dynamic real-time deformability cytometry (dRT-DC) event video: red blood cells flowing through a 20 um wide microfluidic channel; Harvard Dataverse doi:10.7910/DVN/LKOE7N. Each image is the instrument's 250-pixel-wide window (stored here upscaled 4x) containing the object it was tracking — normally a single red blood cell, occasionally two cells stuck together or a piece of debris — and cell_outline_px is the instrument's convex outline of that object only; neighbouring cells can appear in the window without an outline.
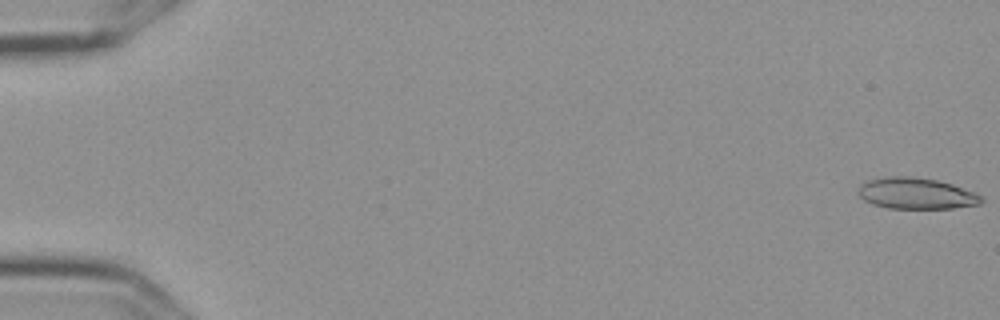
{"species": "Egyptian fruit bat (a non-hibernating species)", "species_latin": "Rousettus aegyptiacus", "temperature_condition": "cold", "stored_images_in_passage": 57, "camera_frame_rate_fps": 3000, "um_per_image_px": 0.085, "frame": {"image": 1, "passage_image": 1, "time_ms": 0.0, "image_size_px": [1000, 320], "cell_outline_px": [[984, 200], [980, 204], [952, 208], [888, 208], [872, 204], [864, 200], [860, 196], [860, 184], [864, 180], [884, 176], [908, 176], [936, 180], [952, 184], [972, 192], [980, 196]], "centroid_in_image_um": [77.83, 16.43], "position_along_channel_um": 7.2, "area_um2": 22.25}}
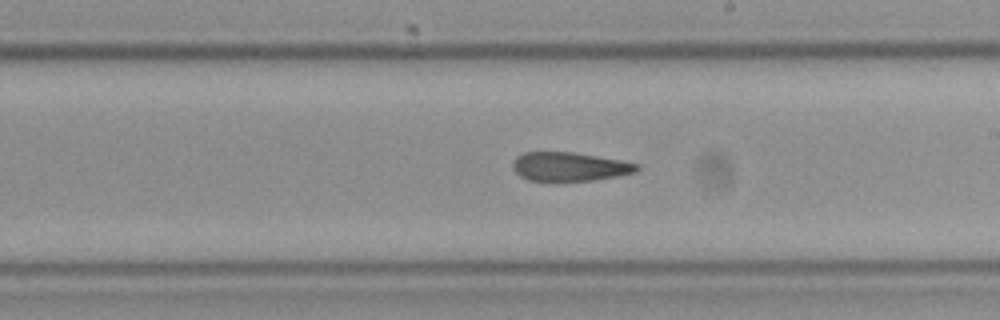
{"frame": {"image": 2, "passage_image": 34, "time_ms": 11.0, "image_size_px": [1000, 320], "cell_outline_px": [[640, 168], [636, 172], [616, 176], [592, 180], [556, 184], [528, 180], [520, 176], [512, 168], [512, 164], [516, 156], [524, 152], [576, 152], [620, 160], [640, 164]], "centroid_in_image_um": [48.37, 14.2], "position_along_channel_um": 240.6, "area_um2": 21.68}}
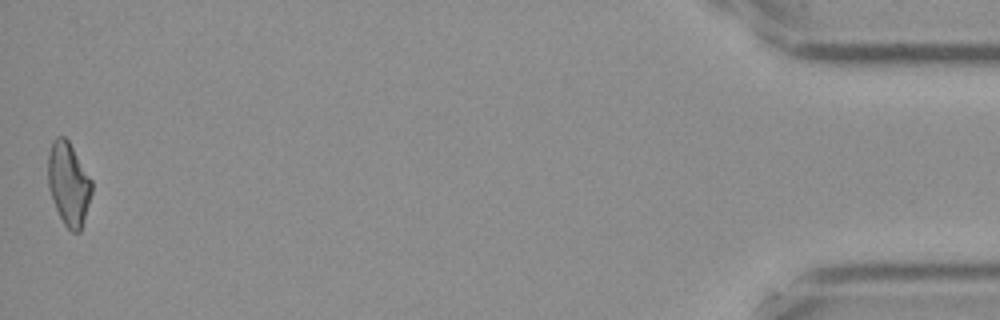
{"frame": {"image": 3, "passage_image": 57, "time_ms": 18.667, "image_size_px": [1000, 320], "cell_outline_px": [[92, 192], [80, 232], [72, 232], [64, 224], [56, 208], [48, 188], [48, 156], [52, 140], [56, 136], [64, 136], [68, 140], [92, 180]], "centroid_in_image_um": [5.82, 15.6], "position_along_channel_um": 429.4, "area_um2": 21.04}, "authors_computed_cell_mechanics": {"area_um2": 22.0796, "velocity_mm_per_s": 3.6097, "shape_relaxation_time_tau1_ms": null, "shape_relaxation_time_tau2_ms": 7.7139, "deformation_change_tau1": null, "deformation_change_tau2": 0.1964}}